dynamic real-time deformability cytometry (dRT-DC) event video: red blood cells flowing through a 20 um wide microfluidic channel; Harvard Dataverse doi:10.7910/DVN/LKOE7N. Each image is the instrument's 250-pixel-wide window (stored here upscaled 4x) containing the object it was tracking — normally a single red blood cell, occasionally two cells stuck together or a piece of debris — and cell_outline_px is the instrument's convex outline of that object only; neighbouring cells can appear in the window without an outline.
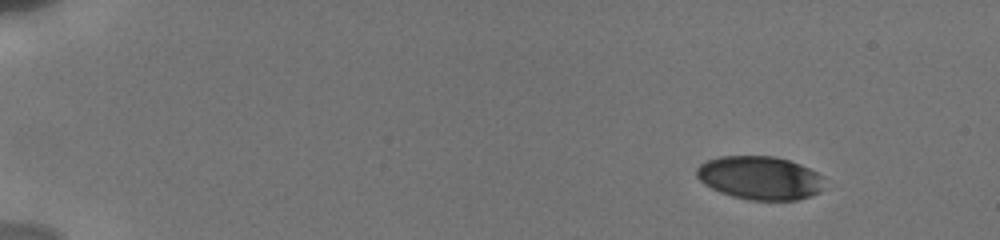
{"species": "human", "species_latin": "Homo sapiens", "temperature_condition": "cold", "stored_images_in_passage": 17, "camera_frame_rate_fps": 3000, "um_per_image_px": 0.085, "donor": {"sex": "male"}, "frame": {"image": 1, "passage_image": 4, "time_ms": 1.667, "image_size_px": [1000, 240], "cell_outline_px": [[824, 176], [820, 192], [796, 200], [748, 200], [732, 196], [720, 192], [704, 184], [696, 176], [696, 168], [700, 164], [708, 160], [720, 156], [776, 156], [800, 164]], "centroid_in_image_um": [64.57, 15.11], "position_along_channel_um": 20.4, "area_um2": 32.31}}
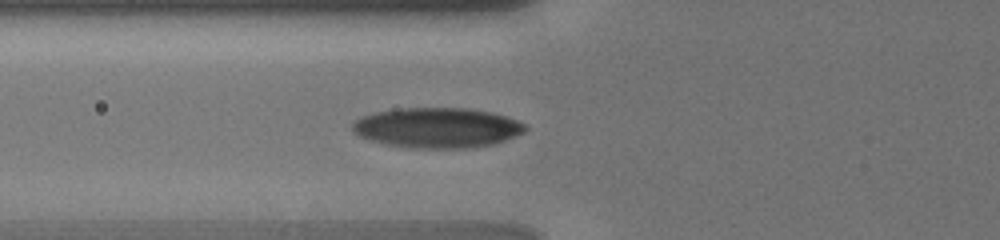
{"frame": {"image": 2, "passage_image": 13, "time_ms": 7.0, "image_size_px": [1000, 240], "cell_outline_px": [[528, 128], [524, 132], [504, 140], [492, 144], [472, 148], [412, 148], [388, 144], [372, 140], [360, 136], [352, 132], [352, 124], [360, 116], [376, 112], [400, 108], [468, 108], [492, 112], [508, 116], [524, 124]], "centroid_in_image_um": [37.17, 10.85], "position_along_channel_um": 88.6, "area_um2": 40.4}}
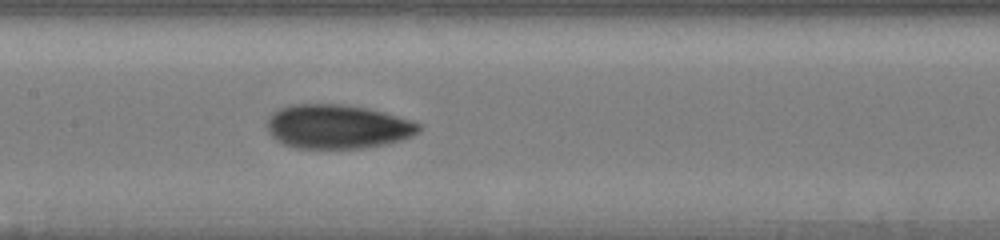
{"frame": {"image": 3, "passage_image": 17, "time_ms": 9.333, "image_size_px": [1000, 240], "cell_outline_px": [[424, 128], [420, 132], [412, 136], [400, 140], [384, 144], [364, 148], [296, 148], [284, 144], [276, 140], [268, 132], [268, 116], [272, 112], [280, 108], [292, 104], [344, 104], [368, 108], [412, 120], [424, 124]], "centroid_in_image_um": [28.72, 10.76], "position_along_channel_um": 178.7, "area_um2": 39.3}}